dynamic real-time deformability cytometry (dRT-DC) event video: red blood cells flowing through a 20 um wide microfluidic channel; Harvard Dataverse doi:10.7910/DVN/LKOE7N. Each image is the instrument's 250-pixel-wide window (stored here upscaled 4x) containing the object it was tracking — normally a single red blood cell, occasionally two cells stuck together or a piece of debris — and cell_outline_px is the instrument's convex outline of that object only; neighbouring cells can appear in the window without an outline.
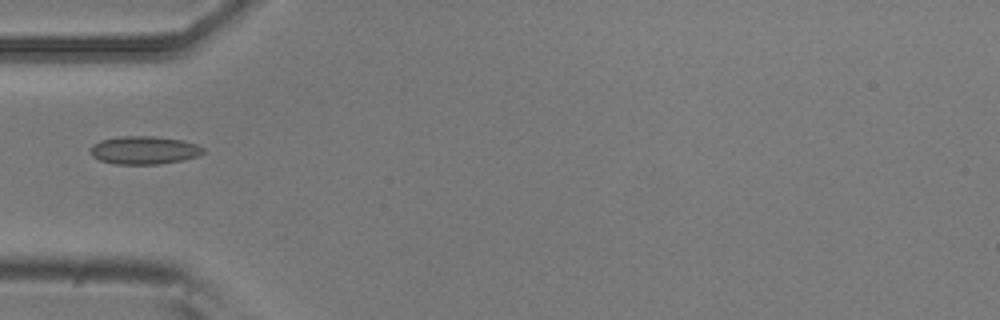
{"species": "common noctule bat (a hibernating species)", "species_latin": "Nyctalus noctula", "temperature_condition": "room temperature", "stored_images_in_passage": 4, "camera_frame_rate_fps": 3000, "um_per_image_px": 0.085, "animal": {"sex": "male", "body_mass_g": 20.5, "forearm_length_mm": 52.5}, "frame": {"image": 1, "passage_image": 4, "time_ms": 1.0, "image_size_px": [1000, 320], "cell_outline_px": [[204, 152], [196, 156], [184, 160], [160, 164], [116, 164], [100, 160], [92, 156], [92, 144], [100, 140], [120, 136], [152, 136], [180, 140], [196, 144], [204, 148]], "centroid_in_image_um": [12.25, 12.77], "position_along_channel_um": 72.8, "area_um2": 18.32}}